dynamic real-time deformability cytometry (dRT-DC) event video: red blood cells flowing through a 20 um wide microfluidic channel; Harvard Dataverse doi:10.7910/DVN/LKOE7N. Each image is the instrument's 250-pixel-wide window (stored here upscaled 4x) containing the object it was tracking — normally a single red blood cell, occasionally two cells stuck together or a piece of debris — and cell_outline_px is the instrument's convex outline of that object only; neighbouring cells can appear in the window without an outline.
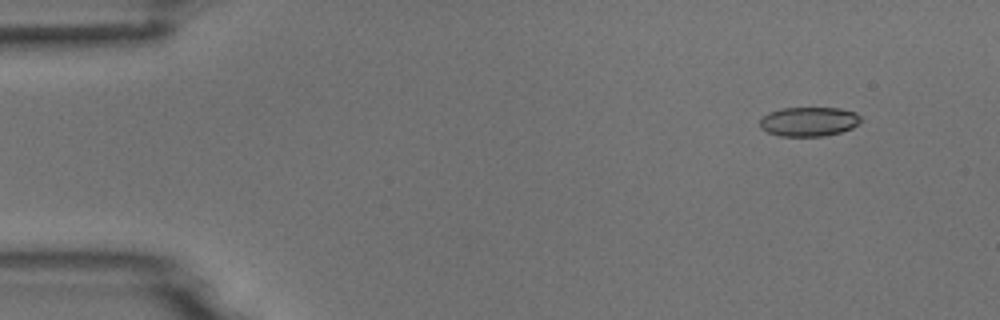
{"species": "common noctule bat (a hibernating species)", "species_latin": "Nyctalus noctula", "temperature_condition": "room temperature", "stored_images_in_passage": 5, "camera_frame_rate_fps": 3000, "um_per_image_px": 0.085, "animal": {"sex": "male", "body_mass_g": 18.8}, "frame": {"image": 1, "passage_image": 2, "time_ms": 1.333, "image_size_px": [1000, 320], "cell_outline_px": [[860, 124], [852, 128], [840, 132], [824, 136], [780, 136], [768, 132], [760, 128], [760, 120], [768, 112], [784, 108], [840, 108], [856, 112], [860, 116]], "centroid_in_image_um": [68.77, 10.33], "position_along_channel_um": 16.2, "area_um2": 17.28}}
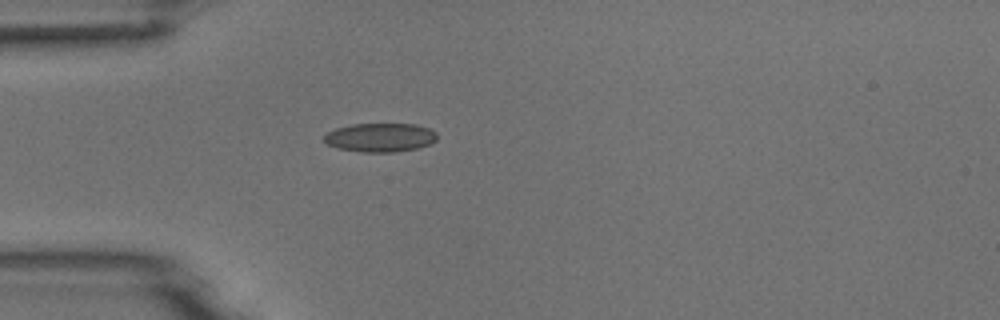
{"frame": {"image": 2, "passage_image": 5, "time_ms": 4.667, "image_size_px": [1000, 320], "cell_outline_px": [[436, 140], [432, 144], [416, 148], [396, 152], [360, 152], [340, 148], [328, 144], [324, 140], [324, 136], [328, 132], [336, 128], [352, 124], [416, 124], [428, 128], [436, 132]], "centroid_in_image_um": [32.34, 11.68], "position_along_channel_um": 52.7, "area_um2": 18.9}}